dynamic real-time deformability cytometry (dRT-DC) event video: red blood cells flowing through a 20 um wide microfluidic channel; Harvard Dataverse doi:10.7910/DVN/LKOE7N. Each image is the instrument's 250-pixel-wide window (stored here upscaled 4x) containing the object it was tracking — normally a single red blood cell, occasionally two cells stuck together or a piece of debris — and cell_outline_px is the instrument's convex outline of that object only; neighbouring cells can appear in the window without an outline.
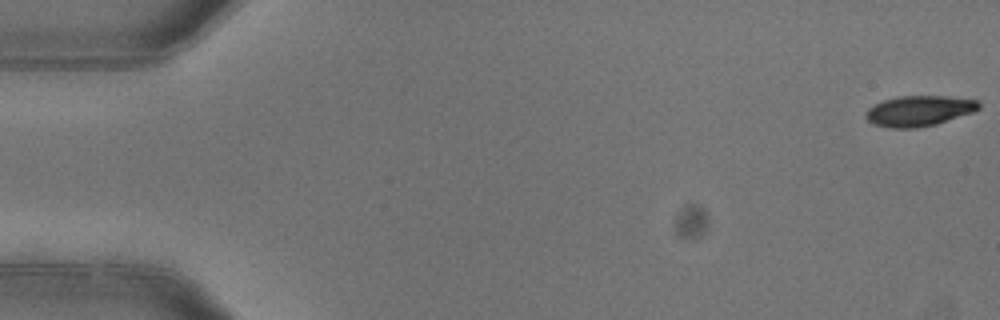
{"species": "common noctule bat (a hibernating species)", "species_latin": "Nyctalus noctula", "temperature_condition": "warm", "stored_images_in_passage": 4, "camera_frame_rate_fps": 3000, "um_per_image_px": 0.085, "animal": {"sex": "female"}, "frame": {"image": 1, "passage_image": 1, "time_ms": 0.0, "image_size_px": [1000, 320], "cell_outline_px": [[980, 108], [972, 112], [936, 124], [916, 128], [888, 128], [872, 124], [864, 116], [864, 112], [868, 108], [884, 100], [896, 96], [948, 96], [980, 100]], "centroid_in_image_um": [78.1, 9.42], "position_along_channel_um": 6.9, "area_um2": 20.23}}